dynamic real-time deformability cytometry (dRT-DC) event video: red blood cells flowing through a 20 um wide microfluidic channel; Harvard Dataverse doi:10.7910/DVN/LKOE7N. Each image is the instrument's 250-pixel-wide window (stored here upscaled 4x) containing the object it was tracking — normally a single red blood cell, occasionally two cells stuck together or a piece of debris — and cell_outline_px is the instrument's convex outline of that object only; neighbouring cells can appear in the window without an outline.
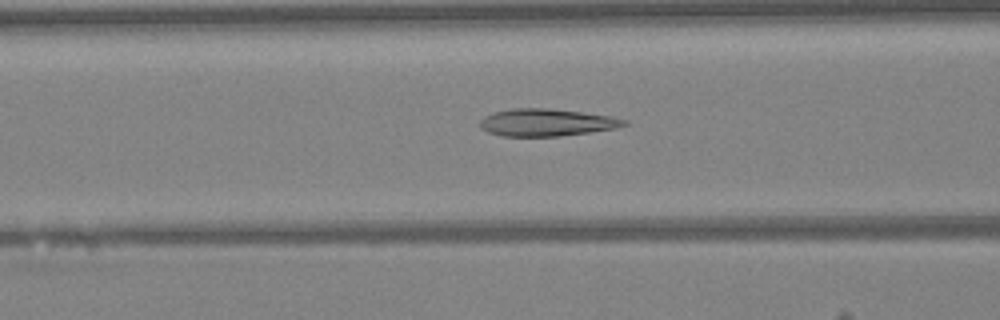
{"species": "Egyptian fruit bat (a non-hibernating species)", "species_latin": "Rousettus aegyptiacus", "temperature_condition": "warm", "stored_images_in_passage": 29, "camera_frame_rate_fps": 3000, "um_per_image_px": 0.085, "animal": {"sex": "female"}, "frame": {"image": 1, "passage_image": 9, "time_ms": 2.667, "image_size_px": [1000, 320], "cell_outline_px": [[628, 124], [616, 128], [560, 136], [504, 136], [488, 132], [480, 128], [480, 120], [484, 116], [496, 112], [512, 108], [548, 108], [612, 116], [628, 120]], "centroid_in_image_um": [46.46, 10.41], "position_along_channel_um": 120.1, "area_um2": 22.83}}
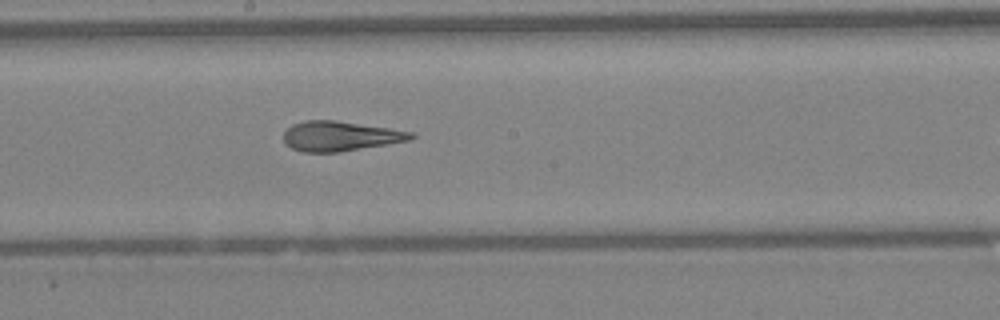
{"frame": {"image": 2, "passage_image": 16, "time_ms": 5.0, "image_size_px": [1000, 320], "cell_outline_px": [[416, 136], [412, 140], [340, 152], [304, 152], [292, 148], [284, 144], [284, 132], [292, 124], [304, 120], [336, 120], [388, 128], [412, 132]], "centroid_in_image_um": [28.91, 11.57], "position_along_channel_um": 219.3, "area_um2": 22.2}}
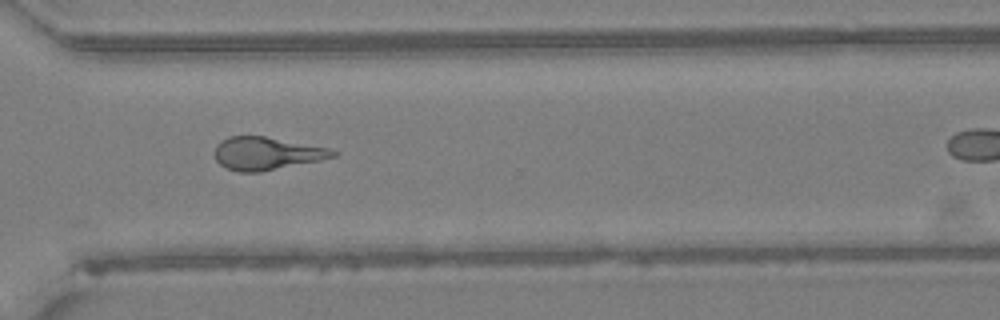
{"frame": {"image": 3, "passage_image": 25, "time_ms": 8.0, "image_size_px": [1000, 320], "cell_outline_px": [[340, 152], [336, 156], [320, 160], [260, 172], [240, 172], [224, 168], [216, 160], [216, 144], [220, 140], [228, 136], [264, 136], [328, 148]], "centroid_in_image_um": [22.64, 13.04], "position_along_channel_um": 348.0, "area_um2": 22.54}}